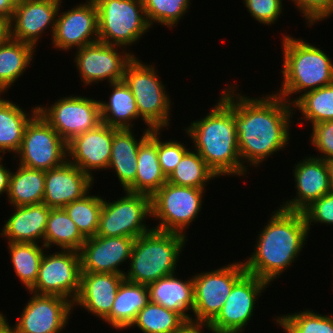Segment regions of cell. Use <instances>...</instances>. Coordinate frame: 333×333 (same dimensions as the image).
Wrapping results in <instances>:
<instances>
[{"mask_svg": "<svg viewBox=\"0 0 333 333\" xmlns=\"http://www.w3.org/2000/svg\"><path fill=\"white\" fill-rule=\"evenodd\" d=\"M234 88V123L241 162L243 166L246 160L248 165L259 167L265 158L289 144V124L295 109L276 94L250 98Z\"/></svg>", "mask_w": 333, "mask_h": 333, "instance_id": "cell-1", "label": "cell"}, {"mask_svg": "<svg viewBox=\"0 0 333 333\" xmlns=\"http://www.w3.org/2000/svg\"><path fill=\"white\" fill-rule=\"evenodd\" d=\"M209 113L191 122L185 132L194 144V150L216 174L244 176L248 171L239 155L234 123V86L222 91ZM247 170V171H246Z\"/></svg>", "mask_w": 333, "mask_h": 333, "instance_id": "cell-2", "label": "cell"}, {"mask_svg": "<svg viewBox=\"0 0 333 333\" xmlns=\"http://www.w3.org/2000/svg\"><path fill=\"white\" fill-rule=\"evenodd\" d=\"M272 214L259 232L254 252L243 262L247 273L269 284L297 260L309 234L302 212L279 207Z\"/></svg>", "mask_w": 333, "mask_h": 333, "instance_id": "cell-3", "label": "cell"}, {"mask_svg": "<svg viewBox=\"0 0 333 333\" xmlns=\"http://www.w3.org/2000/svg\"><path fill=\"white\" fill-rule=\"evenodd\" d=\"M282 40L283 81L275 92L289 104L291 94L306 93L333 83V63L330 57L303 39L285 34ZM291 99V101H290Z\"/></svg>", "mask_w": 333, "mask_h": 333, "instance_id": "cell-4", "label": "cell"}, {"mask_svg": "<svg viewBox=\"0 0 333 333\" xmlns=\"http://www.w3.org/2000/svg\"><path fill=\"white\" fill-rule=\"evenodd\" d=\"M186 236L151 229L136 238L130 257V268L124 274L128 281L148 285L175 273L179 256L186 246Z\"/></svg>", "mask_w": 333, "mask_h": 333, "instance_id": "cell-5", "label": "cell"}, {"mask_svg": "<svg viewBox=\"0 0 333 333\" xmlns=\"http://www.w3.org/2000/svg\"><path fill=\"white\" fill-rule=\"evenodd\" d=\"M154 67L134 56L125 67L123 80L133 93L139 116L147 129L163 131L170 124L171 100Z\"/></svg>", "mask_w": 333, "mask_h": 333, "instance_id": "cell-6", "label": "cell"}, {"mask_svg": "<svg viewBox=\"0 0 333 333\" xmlns=\"http://www.w3.org/2000/svg\"><path fill=\"white\" fill-rule=\"evenodd\" d=\"M98 12L99 41L109 45L127 46L152 28L142 0H94ZM142 36V37H141Z\"/></svg>", "mask_w": 333, "mask_h": 333, "instance_id": "cell-7", "label": "cell"}, {"mask_svg": "<svg viewBox=\"0 0 333 333\" xmlns=\"http://www.w3.org/2000/svg\"><path fill=\"white\" fill-rule=\"evenodd\" d=\"M204 190L166 182L151 197V217L159 220L153 229L187 236L184 230L202 210Z\"/></svg>", "mask_w": 333, "mask_h": 333, "instance_id": "cell-8", "label": "cell"}, {"mask_svg": "<svg viewBox=\"0 0 333 333\" xmlns=\"http://www.w3.org/2000/svg\"><path fill=\"white\" fill-rule=\"evenodd\" d=\"M124 193L125 196L112 202L103 199L96 235L136 239L152 229L144 223L147 216L151 217V197L128 191Z\"/></svg>", "mask_w": 333, "mask_h": 333, "instance_id": "cell-9", "label": "cell"}, {"mask_svg": "<svg viewBox=\"0 0 333 333\" xmlns=\"http://www.w3.org/2000/svg\"><path fill=\"white\" fill-rule=\"evenodd\" d=\"M16 155L20 165L48 171L67 160V142L37 113L25 128Z\"/></svg>", "mask_w": 333, "mask_h": 333, "instance_id": "cell-10", "label": "cell"}, {"mask_svg": "<svg viewBox=\"0 0 333 333\" xmlns=\"http://www.w3.org/2000/svg\"><path fill=\"white\" fill-rule=\"evenodd\" d=\"M45 253L37 281L28 292L56 295L74 302L80 290L82 273L79 252L60 250L52 254Z\"/></svg>", "mask_w": 333, "mask_h": 333, "instance_id": "cell-11", "label": "cell"}, {"mask_svg": "<svg viewBox=\"0 0 333 333\" xmlns=\"http://www.w3.org/2000/svg\"><path fill=\"white\" fill-rule=\"evenodd\" d=\"M37 110L66 142L102 123L100 102L91 97L69 95Z\"/></svg>", "mask_w": 333, "mask_h": 333, "instance_id": "cell-12", "label": "cell"}, {"mask_svg": "<svg viewBox=\"0 0 333 333\" xmlns=\"http://www.w3.org/2000/svg\"><path fill=\"white\" fill-rule=\"evenodd\" d=\"M246 272L243 262L195 274L193 320L210 323L221 311L234 283Z\"/></svg>", "mask_w": 333, "mask_h": 333, "instance_id": "cell-13", "label": "cell"}, {"mask_svg": "<svg viewBox=\"0 0 333 333\" xmlns=\"http://www.w3.org/2000/svg\"><path fill=\"white\" fill-rule=\"evenodd\" d=\"M268 282L245 272L233 285L221 311L208 324L213 333H242L255 310V302Z\"/></svg>", "mask_w": 333, "mask_h": 333, "instance_id": "cell-14", "label": "cell"}, {"mask_svg": "<svg viewBox=\"0 0 333 333\" xmlns=\"http://www.w3.org/2000/svg\"><path fill=\"white\" fill-rule=\"evenodd\" d=\"M73 302L56 295L33 293L14 326L6 316L0 319L13 333H60L68 323Z\"/></svg>", "mask_w": 333, "mask_h": 333, "instance_id": "cell-15", "label": "cell"}, {"mask_svg": "<svg viewBox=\"0 0 333 333\" xmlns=\"http://www.w3.org/2000/svg\"><path fill=\"white\" fill-rule=\"evenodd\" d=\"M118 48L122 47L98 41L77 49L74 63L83 85L91 86L106 79L109 84L123 80L125 67L135 55L126 52V48L121 54Z\"/></svg>", "mask_w": 333, "mask_h": 333, "instance_id": "cell-16", "label": "cell"}, {"mask_svg": "<svg viewBox=\"0 0 333 333\" xmlns=\"http://www.w3.org/2000/svg\"><path fill=\"white\" fill-rule=\"evenodd\" d=\"M86 1L62 13L58 10L51 39L55 48L69 51L99 41L97 7L94 0Z\"/></svg>", "mask_w": 333, "mask_h": 333, "instance_id": "cell-17", "label": "cell"}, {"mask_svg": "<svg viewBox=\"0 0 333 333\" xmlns=\"http://www.w3.org/2000/svg\"><path fill=\"white\" fill-rule=\"evenodd\" d=\"M135 238L104 237L86 238L79 254L82 272H104L124 275L120 265L130 259Z\"/></svg>", "mask_w": 333, "mask_h": 333, "instance_id": "cell-18", "label": "cell"}, {"mask_svg": "<svg viewBox=\"0 0 333 333\" xmlns=\"http://www.w3.org/2000/svg\"><path fill=\"white\" fill-rule=\"evenodd\" d=\"M61 0H24L15 7L10 20V38L26 42L35 48L50 26L52 36Z\"/></svg>", "mask_w": 333, "mask_h": 333, "instance_id": "cell-19", "label": "cell"}, {"mask_svg": "<svg viewBox=\"0 0 333 333\" xmlns=\"http://www.w3.org/2000/svg\"><path fill=\"white\" fill-rule=\"evenodd\" d=\"M114 134L115 128L101 123L74 136L67 142V160L92 177V171L108 169Z\"/></svg>", "mask_w": 333, "mask_h": 333, "instance_id": "cell-20", "label": "cell"}, {"mask_svg": "<svg viewBox=\"0 0 333 333\" xmlns=\"http://www.w3.org/2000/svg\"><path fill=\"white\" fill-rule=\"evenodd\" d=\"M94 178L66 160L62 165L45 171L42 203L51 209L64 208L88 194Z\"/></svg>", "mask_w": 333, "mask_h": 333, "instance_id": "cell-21", "label": "cell"}, {"mask_svg": "<svg viewBox=\"0 0 333 333\" xmlns=\"http://www.w3.org/2000/svg\"><path fill=\"white\" fill-rule=\"evenodd\" d=\"M303 159L292 170L297 191L294 198L280 205L285 210L302 212L312 202L332 191L326 161L314 156Z\"/></svg>", "mask_w": 333, "mask_h": 333, "instance_id": "cell-22", "label": "cell"}, {"mask_svg": "<svg viewBox=\"0 0 333 333\" xmlns=\"http://www.w3.org/2000/svg\"><path fill=\"white\" fill-rule=\"evenodd\" d=\"M124 275L104 272H82L80 290L73 306L84 307L102 321L110 314ZM77 304V305H76Z\"/></svg>", "mask_w": 333, "mask_h": 333, "instance_id": "cell-23", "label": "cell"}, {"mask_svg": "<svg viewBox=\"0 0 333 333\" xmlns=\"http://www.w3.org/2000/svg\"><path fill=\"white\" fill-rule=\"evenodd\" d=\"M14 208V213L5 221L0 235L8 242L42 241L44 245V234L51 208L44 203L14 206Z\"/></svg>", "mask_w": 333, "mask_h": 333, "instance_id": "cell-24", "label": "cell"}, {"mask_svg": "<svg viewBox=\"0 0 333 333\" xmlns=\"http://www.w3.org/2000/svg\"><path fill=\"white\" fill-rule=\"evenodd\" d=\"M175 276L176 273L148 284L149 301L178 313L185 320H193L187 313H193L194 308L193 276L184 281Z\"/></svg>", "mask_w": 333, "mask_h": 333, "instance_id": "cell-25", "label": "cell"}, {"mask_svg": "<svg viewBox=\"0 0 333 333\" xmlns=\"http://www.w3.org/2000/svg\"><path fill=\"white\" fill-rule=\"evenodd\" d=\"M166 182L158 159L157 130H152L140 143L135 181L125 191L152 197Z\"/></svg>", "mask_w": 333, "mask_h": 333, "instance_id": "cell-26", "label": "cell"}, {"mask_svg": "<svg viewBox=\"0 0 333 333\" xmlns=\"http://www.w3.org/2000/svg\"><path fill=\"white\" fill-rule=\"evenodd\" d=\"M151 131L152 129L146 128L137 140L132 129L115 128L108 169L115 170L124 191L135 181L138 149Z\"/></svg>", "mask_w": 333, "mask_h": 333, "instance_id": "cell-27", "label": "cell"}, {"mask_svg": "<svg viewBox=\"0 0 333 333\" xmlns=\"http://www.w3.org/2000/svg\"><path fill=\"white\" fill-rule=\"evenodd\" d=\"M149 302L147 285L124 279L116 293L110 314L103 320L117 330L129 329Z\"/></svg>", "mask_w": 333, "mask_h": 333, "instance_id": "cell-28", "label": "cell"}, {"mask_svg": "<svg viewBox=\"0 0 333 333\" xmlns=\"http://www.w3.org/2000/svg\"><path fill=\"white\" fill-rule=\"evenodd\" d=\"M109 86L112 87L109 101H99L102 123L116 129H132L135 125L132 120L140 117L132 91L124 80Z\"/></svg>", "mask_w": 333, "mask_h": 333, "instance_id": "cell-29", "label": "cell"}, {"mask_svg": "<svg viewBox=\"0 0 333 333\" xmlns=\"http://www.w3.org/2000/svg\"><path fill=\"white\" fill-rule=\"evenodd\" d=\"M0 97V153L16 152L21 146L28 122L38 113L37 106L26 113L19 105ZM30 114V115H29ZM30 116V117H29Z\"/></svg>", "mask_w": 333, "mask_h": 333, "instance_id": "cell-30", "label": "cell"}, {"mask_svg": "<svg viewBox=\"0 0 333 333\" xmlns=\"http://www.w3.org/2000/svg\"><path fill=\"white\" fill-rule=\"evenodd\" d=\"M35 47L9 38L0 44V95L23 75L33 60Z\"/></svg>", "mask_w": 333, "mask_h": 333, "instance_id": "cell-31", "label": "cell"}, {"mask_svg": "<svg viewBox=\"0 0 333 333\" xmlns=\"http://www.w3.org/2000/svg\"><path fill=\"white\" fill-rule=\"evenodd\" d=\"M10 173L8 202L14 206L42 203L45 189V171L18 164Z\"/></svg>", "mask_w": 333, "mask_h": 333, "instance_id": "cell-32", "label": "cell"}, {"mask_svg": "<svg viewBox=\"0 0 333 333\" xmlns=\"http://www.w3.org/2000/svg\"><path fill=\"white\" fill-rule=\"evenodd\" d=\"M86 238L63 208L51 209L44 234V246L79 252Z\"/></svg>", "mask_w": 333, "mask_h": 333, "instance_id": "cell-33", "label": "cell"}, {"mask_svg": "<svg viewBox=\"0 0 333 333\" xmlns=\"http://www.w3.org/2000/svg\"><path fill=\"white\" fill-rule=\"evenodd\" d=\"M39 243L8 242L10 260L15 270L16 276L20 279L26 290H30L36 283L39 267L44 249V245Z\"/></svg>", "mask_w": 333, "mask_h": 333, "instance_id": "cell-34", "label": "cell"}, {"mask_svg": "<svg viewBox=\"0 0 333 333\" xmlns=\"http://www.w3.org/2000/svg\"><path fill=\"white\" fill-rule=\"evenodd\" d=\"M215 177H217L216 174L207 166L198 152L189 149L167 178V182L178 186L205 189L206 183Z\"/></svg>", "mask_w": 333, "mask_h": 333, "instance_id": "cell-35", "label": "cell"}, {"mask_svg": "<svg viewBox=\"0 0 333 333\" xmlns=\"http://www.w3.org/2000/svg\"><path fill=\"white\" fill-rule=\"evenodd\" d=\"M293 108H298L304 121L314 124L333 120V83L303 93L292 101Z\"/></svg>", "mask_w": 333, "mask_h": 333, "instance_id": "cell-36", "label": "cell"}, {"mask_svg": "<svg viewBox=\"0 0 333 333\" xmlns=\"http://www.w3.org/2000/svg\"><path fill=\"white\" fill-rule=\"evenodd\" d=\"M90 193L63 208L85 238L96 235L103 206V198Z\"/></svg>", "mask_w": 333, "mask_h": 333, "instance_id": "cell-37", "label": "cell"}, {"mask_svg": "<svg viewBox=\"0 0 333 333\" xmlns=\"http://www.w3.org/2000/svg\"><path fill=\"white\" fill-rule=\"evenodd\" d=\"M184 321L178 313L149 301L130 327L136 326L143 333H172Z\"/></svg>", "mask_w": 333, "mask_h": 333, "instance_id": "cell-38", "label": "cell"}, {"mask_svg": "<svg viewBox=\"0 0 333 333\" xmlns=\"http://www.w3.org/2000/svg\"><path fill=\"white\" fill-rule=\"evenodd\" d=\"M333 315H322L303 310L275 317V322L286 333H333Z\"/></svg>", "mask_w": 333, "mask_h": 333, "instance_id": "cell-39", "label": "cell"}, {"mask_svg": "<svg viewBox=\"0 0 333 333\" xmlns=\"http://www.w3.org/2000/svg\"><path fill=\"white\" fill-rule=\"evenodd\" d=\"M142 2L151 27L157 23L169 28L178 24L181 17L188 13L191 4L190 0H142Z\"/></svg>", "mask_w": 333, "mask_h": 333, "instance_id": "cell-40", "label": "cell"}, {"mask_svg": "<svg viewBox=\"0 0 333 333\" xmlns=\"http://www.w3.org/2000/svg\"><path fill=\"white\" fill-rule=\"evenodd\" d=\"M160 130H157V153L159 164L163 174L168 178L174 171L177 164L182 159L183 155L189 150L184 143L179 141H161L159 137ZM171 140V141H170Z\"/></svg>", "mask_w": 333, "mask_h": 333, "instance_id": "cell-41", "label": "cell"}, {"mask_svg": "<svg viewBox=\"0 0 333 333\" xmlns=\"http://www.w3.org/2000/svg\"><path fill=\"white\" fill-rule=\"evenodd\" d=\"M302 214L307 225L308 232L311 229V223H323L333 225V191L320 197L306 207Z\"/></svg>", "mask_w": 333, "mask_h": 333, "instance_id": "cell-42", "label": "cell"}, {"mask_svg": "<svg viewBox=\"0 0 333 333\" xmlns=\"http://www.w3.org/2000/svg\"><path fill=\"white\" fill-rule=\"evenodd\" d=\"M283 0H244L245 7L251 16L264 25H272L282 14Z\"/></svg>", "mask_w": 333, "mask_h": 333, "instance_id": "cell-43", "label": "cell"}, {"mask_svg": "<svg viewBox=\"0 0 333 333\" xmlns=\"http://www.w3.org/2000/svg\"><path fill=\"white\" fill-rule=\"evenodd\" d=\"M309 26L333 16V0H291Z\"/></svg>", "mask_w": 333, "mask_h": 333, "instance_id": "cell-44", "label": "cell"}, {"mask_svg": "<svg viewBox=\"0 0 333 333\" xmlns=\"http://www.w3.org/2000/svg\"><path fill=\"white\" fill-rule=\"evenodd\" d=\"M310 142L322 156H314L325 161L333 159V120L323 121L312 126Z\"/></svg>", "mask_w": 333, "mask_h": 333, "instance_id": "cell-45", "label": "cell"}, {"mask_svg": "<svg viewBox=\"0 0 333 333\" xmlns=\"http://www.w3.org/2000/svg\"><path fill=\"white\" fill-rule=\"evenodd\" d=\"M203 327L207 328L208 331L213 333V331L209 328L208 323L195 320H185L172 333H203Z\"/></svg>", "mask_w": 333, "mask_h": 333, "instance_id": "cell-46", "label": "cell"}, {"mask_svg": "<svg viewBox=\"0 0 333 333\" xmlns=\"http://www.w3.org/2000/svg\"><path fill=\"white\" fill-rule=\"evenodd\" d=\"M0 154V195L5 192L6 195H8L9 191V177L11 170L4 167L3 162L1 160H4L3 157Z\"/></svg>", "mask_w": 333, "mask_h": 333, "instance_id": "cell-47", "label": "cell"}, {"mask_svg": "<svg viewBox=\"0 0 333 333\" xmlns=\"http://www.w3.org/2000/svg\"><path fill=\"white\" fill-rule=\"evenodd\" d=\"M10 38V21L0 16V44Z\"/></svg>", "mask_w": 333, "mask_h": 333, "instance_id": "cell-48", "label": "cell"}, {"mask_svg": "<svg viewBox=\"0 0 333 333\" xmlns=\"http://www.w3.org/2000/svg\"><path fill=\"white\" fill-rule=\"evenodd\" d=\"M15 7L8 0H0V16L8 19H12Z\"/></svg>", "mask_w": 333, "mask_h": 333, "instance_id": "cell-49", "label": "cell"}, {"mask_svg": "<svg viewBox=\"0 0 333 333\" xmlns=\"http://www.w3.org/2000/svg\"><path fill=\"white\" fill-rule=\"evenodd\" d=\"M326 164L329 170V180H330L331 190L333 191V159L327 160Z\"/></svg>", "mask_w": 333, "mask_h": 333, "instance_id": "cell-50", "label": "cell"}, {"mask_svg": "<svg viewBox=\"0 0 333 333\" xmlns=\"http://www.w3.org/2000/svg\"><path fill=\"white\" fill-rule=\"evenodd\" d=\"M0 333H13L1 319H0Z\"/></svg>", "mask_w": 333, "mask_h": 333, "instance_id": "cell-51", "label": "cell"}, {"mask_svg": "<svg viewBox=\"0 0 333 333\" xmlns=\"http://www.w3.org/2000/svg\"><path fill=\"white\" fill-rule=\"evenodd\" d=\"M14 7L18 6L24 0H8Z\"/></svg>", "mask_w": 333, "mask_h": 333, "instance_id": "cell-52", "label": "cell"}]
</instances>
